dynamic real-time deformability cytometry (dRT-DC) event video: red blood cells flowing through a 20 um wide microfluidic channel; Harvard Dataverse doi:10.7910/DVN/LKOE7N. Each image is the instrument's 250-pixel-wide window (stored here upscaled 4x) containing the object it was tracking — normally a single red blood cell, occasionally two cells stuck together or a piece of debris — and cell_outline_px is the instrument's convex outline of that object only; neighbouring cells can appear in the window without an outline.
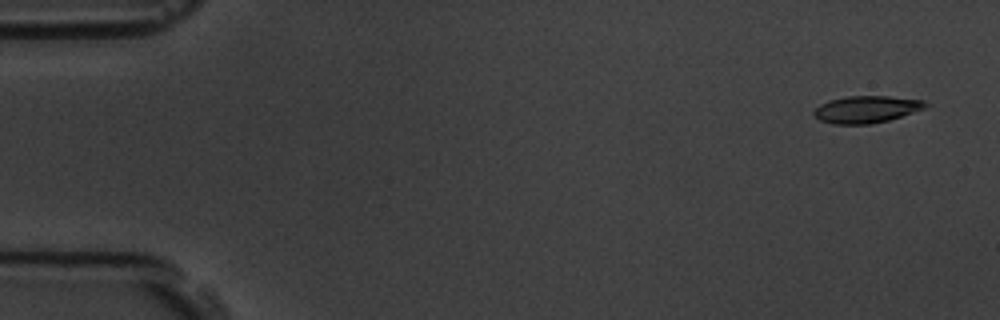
{"species": "common noctule bat (a hibernating species)", "species_latin": "Nyctalus noctula", "temperature_condition": "room temperature", "stored_images_in_passage": 4, "camera_frame_rate_fps": 3000, "um_per_image_px": 0.085, "animal": {"sex": "male", "body_mass_g": 19.5, "forearm_length_mm": 54.6}, "frame": {"image": 1, "passage_image": 1, "time_ms": 0.0, "image_size_px": [1000, 320], "cell_outline_px": [[928, 104], [924, 108], [888, 120], [868, 124], [832, 124], [820, 120], [812, 112], [820, 104], [828, 100], [848, 96], [888, 96], [924, 100]], "centroid_in_image_um": [73.61, 9.28], "position_along_channel_um": 11.4, "area_um2": 17.4}}